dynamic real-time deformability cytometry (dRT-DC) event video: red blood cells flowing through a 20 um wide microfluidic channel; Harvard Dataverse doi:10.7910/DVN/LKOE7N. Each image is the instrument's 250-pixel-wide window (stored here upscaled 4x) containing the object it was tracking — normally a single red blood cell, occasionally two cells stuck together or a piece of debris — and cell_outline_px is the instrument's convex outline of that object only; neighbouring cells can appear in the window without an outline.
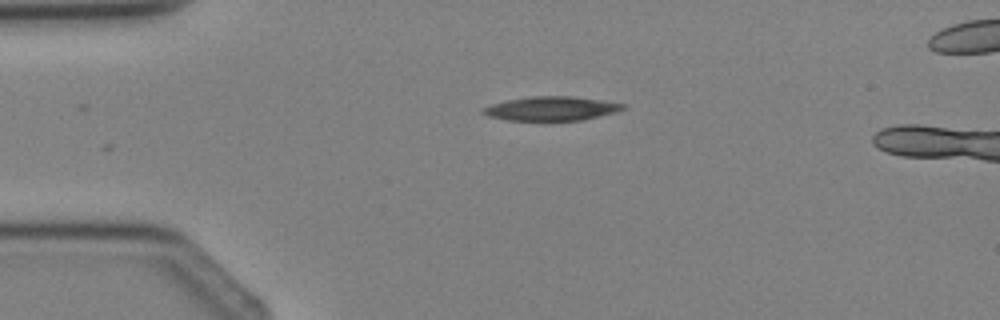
{"species": "Egyptian fruit bat (a non-hibernating species)", "species_latin": "Rousettus aegyptiacus", "temperature_condition": "cold", "stored_images_in_passage": 2, "camera_frame_rate_fps": 3000, "um_per_image_px": 0.085, "animal": {"sex": "female"}, "frame": {"image": 1, "passage_image": 1, "time_ms": 0.0, "image_size_px": [1000, 320], "cell_outline_px": [[628, 108], [616, 112], [580, 120], [508, 120], [488, 116], [480, 112], [484, 108], [492, 104], [508, 100], [532, 96], [572, 96], [628, 104]], "centroid_in_image_um": [46.91, 9.22], "position_along_channel_um": 38.1, "area_um2": 19.48}}